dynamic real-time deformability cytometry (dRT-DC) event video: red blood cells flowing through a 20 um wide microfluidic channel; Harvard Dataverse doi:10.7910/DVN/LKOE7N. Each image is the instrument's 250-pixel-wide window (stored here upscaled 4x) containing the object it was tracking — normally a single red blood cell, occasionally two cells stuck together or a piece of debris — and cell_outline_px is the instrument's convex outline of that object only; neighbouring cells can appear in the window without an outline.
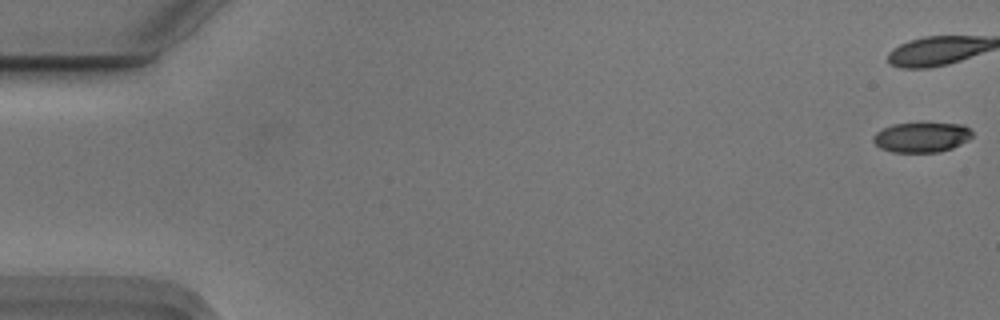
{"species": "Egyptian fruit bat (a non-hibernating species)", "species_latin": "Rousettus aegyptiacus", "temperature_condition": "cold", "stored_images_in_passage": 11, "camera_frame_rate_fps": 3000, "um_per_image_px": 0.085, "animal": {"sex": "male"}, "frame": {"image": 1, "passage_image": 1, "time_ms": 0.0, "image_size_px": [1000, 320], "cell_outline_px": [[972, 136], [968, 140], [952, 148], [940, 152], [892, 152], [880, 148], [872, 140], [872, 136], [876, 132], [892, 124], [964, 124], [972, 132]], "centroid_in_image_um": [78.32, 11.68], "position_along_channel_um": 6.7, "area_um2": 17.11}}